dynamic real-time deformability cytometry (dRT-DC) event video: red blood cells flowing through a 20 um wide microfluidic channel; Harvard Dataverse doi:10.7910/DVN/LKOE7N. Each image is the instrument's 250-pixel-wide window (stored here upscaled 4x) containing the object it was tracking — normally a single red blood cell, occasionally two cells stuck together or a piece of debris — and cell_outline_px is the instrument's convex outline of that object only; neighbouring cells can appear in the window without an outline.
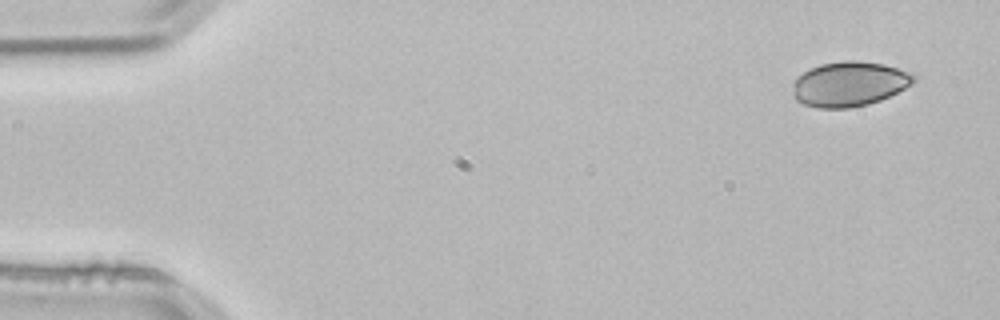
{"species": "common noctule bat (a hibernating species)", "species_latin": "Nyctalus noctula", "temperature_condition": "room temperature", "stored_images_in_passage": 2, "segment_of_instrument_passage": [2, 2], "camera_frame_rate_fps": 3000, "um_per_image_px": 0.085, "animal": {"sex": "male", "body_mass_g": 21.5, "forearm_length_mm": 52.0}, "frame": {"image": 1, "passage_image": 2, "time_ms": 0.333, "image_size_px": [1000, 320], "cell_outline_px": [[916, 80], [912, 84], [880, 100], [868, 104], [848, 108], [816, 108], [804, 104], [796, 100], [792, 96], [792, 84], [796, 76], [820, 64], [844, 60], [856, 60], [884, 64], [908, 72], [916, 76]], "centroid_in_image_um": [72.14, 7.14], "position_along_channel_um": 12.9, "area_um2": 31.67}}